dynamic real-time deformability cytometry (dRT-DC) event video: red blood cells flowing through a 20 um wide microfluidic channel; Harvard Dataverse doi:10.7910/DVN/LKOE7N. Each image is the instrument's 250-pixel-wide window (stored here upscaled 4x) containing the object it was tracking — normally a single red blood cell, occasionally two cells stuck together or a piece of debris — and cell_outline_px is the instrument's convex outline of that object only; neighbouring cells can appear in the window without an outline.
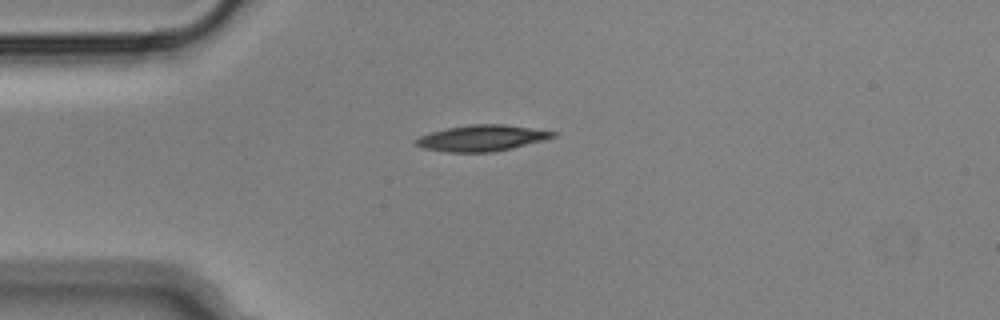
{"species": "Egyptian fruit bat (a non-hibernating species)", "species_latin": "Rousettus aegyptiacus", "temperature_condition": "cold", "stored_images_in_passage": 5, "camera_frame_rate_fps": 3000, "um_per_image_px": 0.085, "animal": {"sex": "male"}, "frame": {"image": 1, "passage_image": 1, "time_ms": 0.0, "image_size_px": [1000, 320], "cell_outline_px": [[556, 136], [544, 140], [512, 148], [492, 152], [444, 152], [424, 148], [416, 144], [412, 140], [420, 136], [432, 132], [448, 128], [472, 124], [504, 124], [556, 132]], "centroid_in_image_um": [40.93, 11.74], "position_along_channel_um": 44.1, "area_um2": 20.63}}
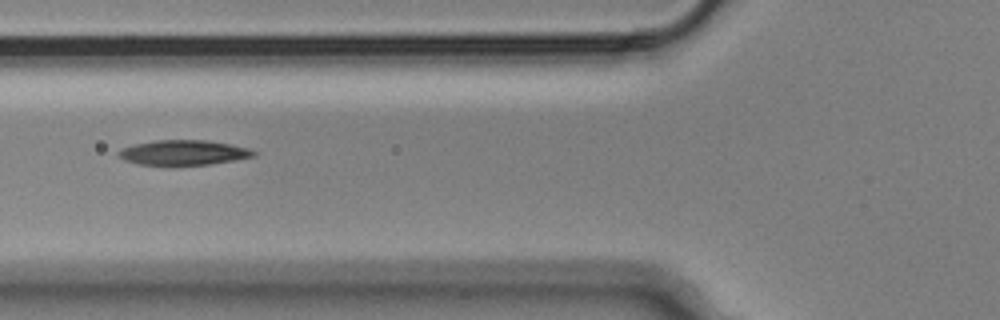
{"frame": {"image": 2, "passage_image": 3, "time_ms": 0.667, "image_size_px": [1000, 320], "cell_outline_px": [[256, 156], [236, 160], [208, 164], [176, 168], [172, 168], [140, 164], [124, 160], [116, 156], [116, 152], [124, 148], [136, 144], [156, 140], [208, 140], [248, 148], [256, 152]], "centroid_in_image_um": [15.56, 13.02], "position_along_channel_um": 110.2, "area_um2": 20.35}}